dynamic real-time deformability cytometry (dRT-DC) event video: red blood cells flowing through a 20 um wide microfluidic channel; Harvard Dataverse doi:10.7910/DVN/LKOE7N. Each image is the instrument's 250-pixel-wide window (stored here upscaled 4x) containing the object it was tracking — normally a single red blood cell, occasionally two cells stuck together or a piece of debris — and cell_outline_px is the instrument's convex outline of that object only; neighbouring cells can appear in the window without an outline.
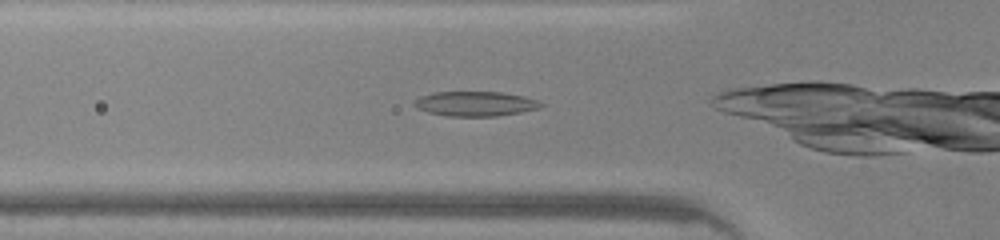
{"species": "common noctule bat (a hibernating species)", "species_latin": "Nyctalus noctula", "temperature_condition": "warm", "stored_images_in_passage": 41, "camera_frame_rate_fps": 3000, "um_per_image_px": 0.085, "animal": {"sex": "male", "body_mass_g": 20.0, "forearm_length_mm": 53.3}, "frame": {"image": 1, "passage_image": 9, "time_ms": 2.667, "image_size_px": [1000, 240], "cell_outline_px": [[544, 104], [540, 108], [520, 112], [496, 116], [444, 116], [428, 112], [416, 108], [412, 104], [420, 96], [432, 92], [500, 92], [524, 96], [540, 100]], "centroid_in_image_um": [40.4, 8.82], "position_along_channel_um": 85.4, "area_um2": 18.38}}
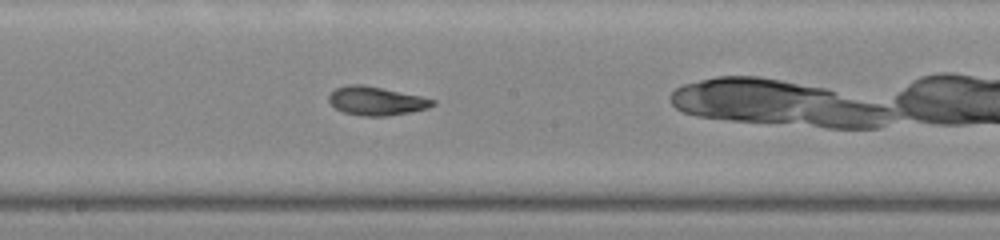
{"frame": {"image": 2, "passage_image": 18, "time_ms": 5.667, "image_size_px": [1000, 240], "cell_outline_px": [[436, 104], [428, 108], [388, 116], [360, 116], [344, 112], [336, 108], [328, 100], [328, 96], [336, 88], [348, 84], [364, 84], [420, 96], [436, 100]], "centroid_in_image_um": [31.97, 8.57], "position_along_channel_um": 216.2, "area_um2": 17.28}}
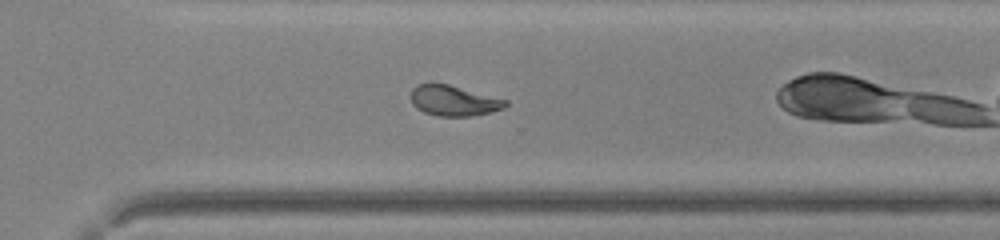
{"frame": {"image": 3, "passage_image": 26, "time_ms": 8.333, "image_size_px": [1000, 240], "cell_outline_px": [[508, 104], [504, 108], [472, 116], [436, 116], [424, 112], [416, 108], [412, 104], [412, 88], [416, 84], [448, 84], [508, 100]], "centroid_in_image_um": [38.56, 8.56], "position_along_channel_um": 332.0, "area_um2": 16.65}, "authors_computed_cell_mechanics": {"area_um2": 17.918, "velocity_mm_per_s": 4.3541, "shape_relaxation_time_tau1_ms": 6.3119, "shape_relaxation_time_tau2_ms": 1.6988, "deformation_change_tau1": 0.2253, "deformation_change_tau2": 0.0892}}